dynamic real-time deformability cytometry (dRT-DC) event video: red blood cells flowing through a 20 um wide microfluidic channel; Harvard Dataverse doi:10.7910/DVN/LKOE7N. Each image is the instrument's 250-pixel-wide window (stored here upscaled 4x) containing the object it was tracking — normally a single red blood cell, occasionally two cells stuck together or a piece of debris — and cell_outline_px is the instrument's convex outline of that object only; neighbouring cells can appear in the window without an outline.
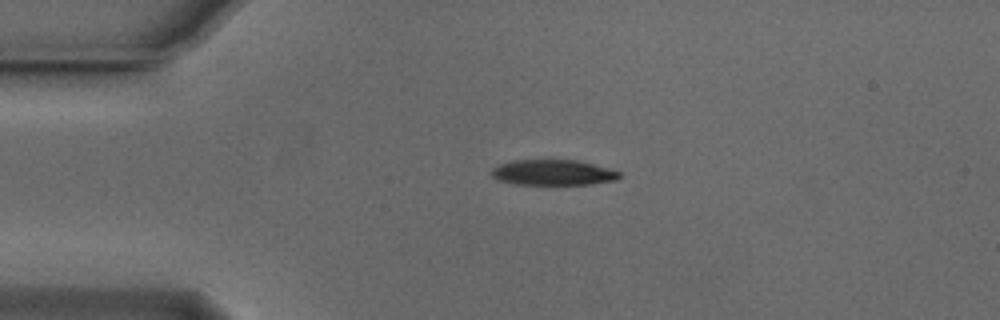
{"species": "Egyptian fruit bat (a non-hibernating species)", "species_latin": "Rousettus aegyptiacus", "temperature_condition": "cold", "stored_images_in_passage": 42, "camera_frame_rate_fps": 3000, "um_per_image_px": 0.085, "animal": {"sex": "male"}, "frame": {"image": 1, "passage_image": 1, "time_ms": 0.0, "image_size_px": [1000, 320], "cell_outline_px": [[620, 176], [616, 180], [592, 184], [512, 184], [496, 180], [492, 176], [492, 168], [500, 164], [516, 160], [576, 160], [592, 164], [620, 172]], "centroid_in_image_um": [46.97, 14.67], "position_along_channel_um": 38.0, "area_um2": 18.84}}
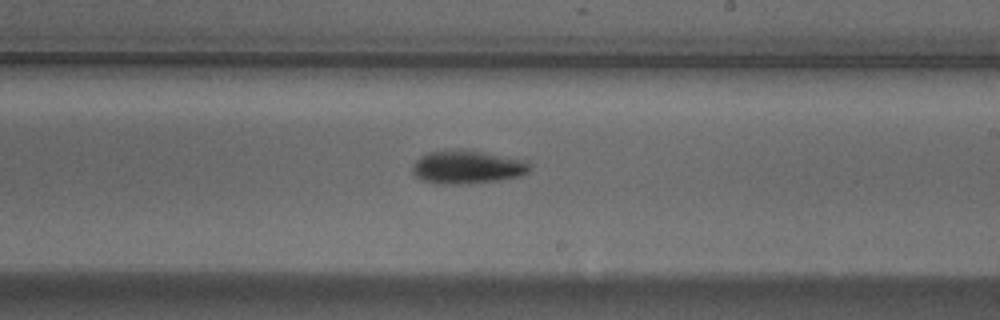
{"frame": {"image": 2, "passage_image": 20, "time_ms": 6.333, "image_size_px": [1000, 320], "cell_outline_px": [[532, 168], [528, 172], [520, 176], [496, 180], [460, 184], [448, 184], [424, 180], [416, 176], [412, 172], [412, 164], [420, 156], [428, 152], [464, 148], [484, 152], [520, 160], [528, 164]], "centroid_in_image_um": [39.67, 14.18], "position_along_channel_um": 249.3, "area_um2": 22.43}}
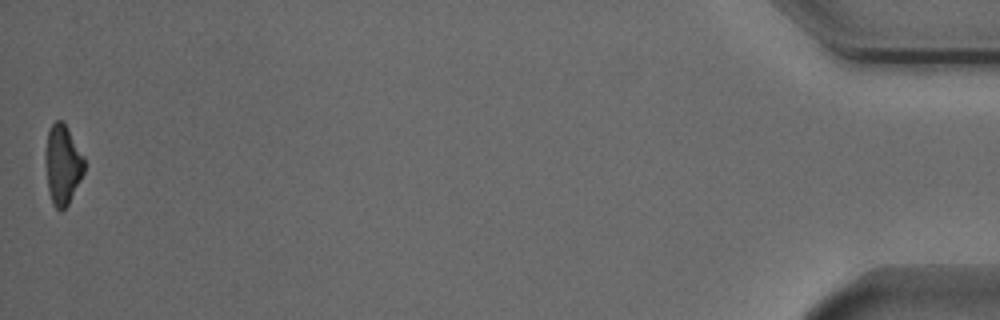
{"frame": {"image": 3, "passage_image": 42, "time_ms": 13.667, "image_size_px": [1000, 320], "cell_outline_px": [[84, 172], [68, 204], [60, 212], [52, 204], [48, 188], [44, 160], [44, 152], [48, 132], [52, 124], [56, 120], [60, 120], [68, 128], [84, 156]], "centroid_in_image_um": [5.3, 13.99], "position_along_channel_um": 429.9, "area_um2": 18.09}, "authors_computed_cell_mechanics": {"area_um2": 20.3745, "velocity_mm_per_s": 3.8389, "shape_relaxation_time_tau1_ms": 1.9063, "shape_relaxation_time_tau2_ms": null, "deformation_change_tau1": 0.1229, "deformation_change_tau2": null}}